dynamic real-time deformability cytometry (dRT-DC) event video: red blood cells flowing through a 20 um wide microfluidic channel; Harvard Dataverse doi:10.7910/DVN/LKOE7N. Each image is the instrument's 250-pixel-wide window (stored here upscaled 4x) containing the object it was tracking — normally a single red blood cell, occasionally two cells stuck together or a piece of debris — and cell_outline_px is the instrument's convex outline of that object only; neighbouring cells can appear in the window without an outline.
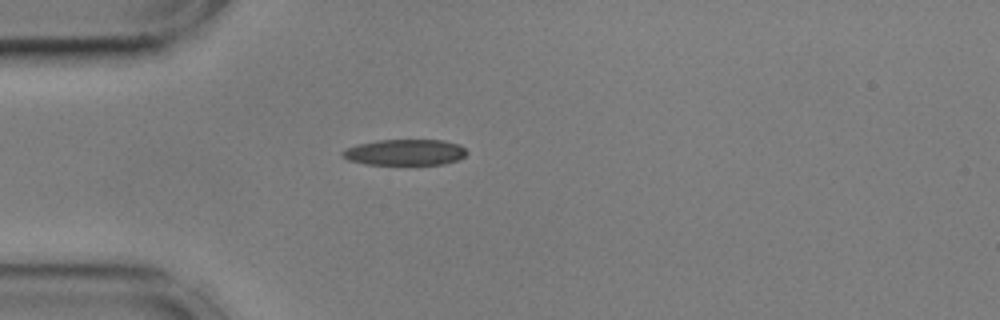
{"species": "common noctule bat (a hibernating species)", "species_latin": "Nyctalus noctula", "temperature_condition": "cold", "stored_images_in_passage": 33, "camera_frame_rate_fps": 3000, "um_per_image_px": 0.085, "animal": {"sex": "male", "body_mass_g": 17.9, "forearm_length_mm": 54.2}, "frame": {"image": 1, "passage_image": 1, "time_ms": 0.0, "image_size_px": [1000, 320], "cell_outline_px": [[468, 152], [464, 156], [456, 160], [444, 164], [364, 164], [348, 160], [340, 156], [340, 152], [356, 144], [376, 140], [444, 140], [460, 144]], "centroid_in_image_um": [34.39, 12.94], "position_along_channel_um": 50.6, "area_um2": 18.9}}
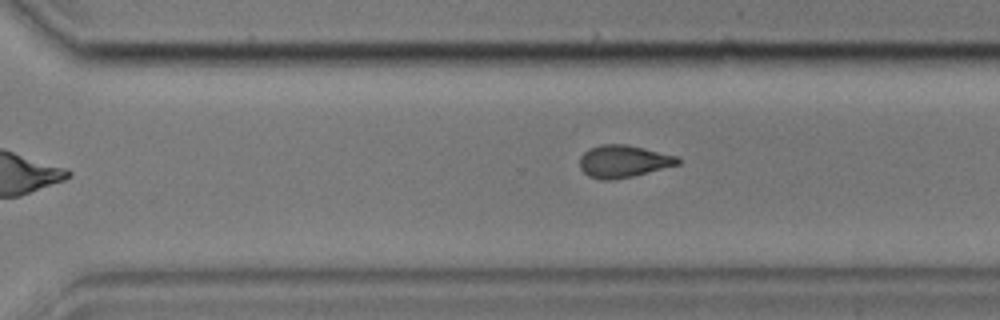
{"frame": {"image": 2, "passage_image": 24, "time_ms": 7.667, "image_size_px": [1000, 320], "cell_outline_px": [[680, 164], [632, 176], [612, 180], [600, 180], [588, 176], [580, 168], [580, 156], [588, 148], [600, 144], [628, 144], [680, 156]], "centroid_in_image_um": [52.99, 13.7], "position_along_channel_um": 317.6, "area_um2": 18.73}}
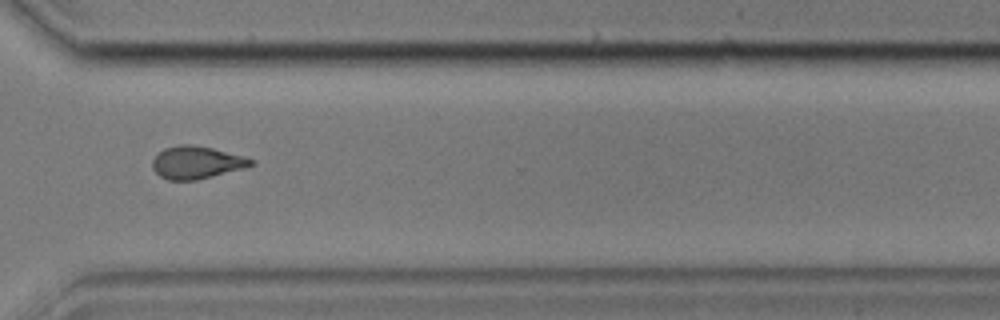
{"frame": {"image": 3, "passage_image": 27, "time_ms": 8.667, "image_size_px": [1000, 320], "cell_outline_px": [[252, 164], [244, 168], [196, 180], [168, 180], [160, 176], [152, 168], [152, 160], [164, 148], [180, 144], [192, 144], [212, 148], [244, 156], [252, 160]], "centroid_in_image_um": [16.66, 13.8], "position_along_channel_um": 353.9, "area_um2": 18.5}, "authors_computed_cell_mechanics": {"area_um2": 19.0162, "velocity_mm_per_s": 3.6079, "shape_relaxation_time_tau1_ms": 6.4945, "shape_relaxation_time_tau2_ms": 2.9238, "deformation_change_tau1": 0.1891, "deformation_change_tau2": 0.1005}}